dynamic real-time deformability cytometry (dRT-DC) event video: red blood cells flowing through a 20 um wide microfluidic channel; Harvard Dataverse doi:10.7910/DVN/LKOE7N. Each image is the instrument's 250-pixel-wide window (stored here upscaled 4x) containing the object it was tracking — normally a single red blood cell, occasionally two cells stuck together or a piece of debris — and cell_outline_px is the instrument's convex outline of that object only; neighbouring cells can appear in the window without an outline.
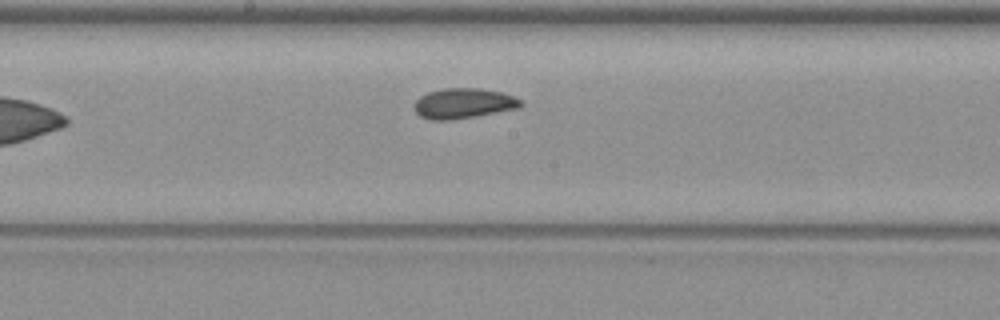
{"species": "common noctule bat (a hibernating species)", "species_latin": "Nyctalus noctula", "temperature_condition": "warm", "stored_images_in_passage": 5, "camera_frame_rate_fps": 3000, "um_per_image_px": 0.085, "animal": {"sex": "female", "body_mass_g": 19.3, "forearm_length_mm": 54.1}, "frame": {"image": 1, "passage_image": 5, "time_ms": 5.0, "image_size_px": [1000, 320], "cell_outline_px": [[524, 104], [520, 108], [476, 116], [452, 120], [428, 120], [420, 116], [412, 108], [412, 104], [420, 96], [428, 92], [444, 88], [480, 88], [500, 92], [512, 96], [520, 100]], "centroid_in_image_um": [39.35, 8.8], "position_along_channel_um": 208.8, "area_um2": 18.96}}